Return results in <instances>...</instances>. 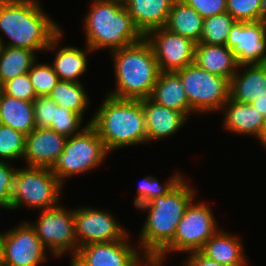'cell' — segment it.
I'll return each instance as SVG.
<instances>
[{
    "mask_svg": "<svg viewBox=\"0 0 266 266\" xmlns=\"http://www.w3.org/2000/svg\"><path fill=\"white\" fill-rule=\"evenodd\" d=\"M179 172L181 171L173 172L171 177H169L164 184L163 182L160 183L154 175L145 176L137 188V193L133 201L134 207L137 209L156 197L169 194L185 179V177L182 176L183 173Z\"/></svg>",
    "mask_w": 266,
    "mask_h": 266,
    "instance_id": "obj_29",
    "label": "cell"
},
{
    "mask_svg": "<svg viewBox=\"0 0 266 266\" xmlns=\"http://www.w3.org/2000/svg\"><path fill=\"white\" fill-rule=\"evenodd\" d=\"M91 117V124L111 154L119 149L147 143L142 100L117 99L106 94Z\"/></svg>",
    "mask_w": 266,
    "mask_h": 266,
    "instance_id": "obj_3",
    "label": "cell"
},
{
    "mask_svg": "<svg viewBox=\"0 0 266 266\" xmlns=\"http://www.w3.org/2000/svg\"><path fill=\"white\" fill-rule=\"evenodd\" d=\"M204 19L183 0H174L165 28L199 43Z\"/></svg>",
    "mask_w": 266,
    "mask_h": 266,
    "instance_id": "obj_26",
    "label": "cell"
},
{
    "mask_svg": "<svg viewBox=\"0 0 266 266\" xmlns=\"http://www.w3.org/2000/svg\"><path fill=\"white\" fill-rule=\"evenodd\" d=\"M130 235L123 240L92 243L78 248L70 266H137L145 255L131 243Z\"/></svg>",
    "mask_w": 266,
    "mask_h": 266,
    "instance_id": "obj_14",
    "label": "cell"
},
{
    "mask_svg": "<svg viewBox=\"0 0 266 266\" xmlns=\"http://www.w3.org/2000/svg\"><path fill=\"white\" fill-rule=\"evenodd\" d=\"M56 102L48 95L33 101L35 128H49L54 120Z\"/></svg>",
    "mask_w": 266,
    "mask_h": 266,
    "instance_id": "obj_36",
    "label": "cell"
},
{
    "mask_svg": "<svg viewBox=\"0 0 266 266\" xmlns=\"http://www.w3.org/2000/svg\"><path fill=\"white\" fill-rule=\"evenodd\" d=\"M210 207L206 202L196 203L193 199L177 225L173 240L156 257L166 260L170 253L200 251L205 242L220 230Z\"/></svg>",
    "mask_w": 266,
    "mask_h": 266,
    "instance_id": "obj_8",
    "label": "cell"
},
{
    "mask_svg": "<svg viewBox=\"0 0 266 266\" xmlns=\"http://www.w3.org/2000/svg\"><path fill=\"white\" fill-rule=\"evenodd\" d=\"M256 110H258L259 113H261L264 117H266V98L260 97L257 100H254L252 103H250Z\"/></svg>",
    "mask_w": 266,
    "mask_h": 266,
    "instance_id": "obj_41",
    "label": "cell"
},
{
    "mask_svg": "<svg viewBox=\"0 0 266 266\" xmlns=\"http://www.w3.org/2000/svg\"><path fill=\"white\" fill-rule=\"evenodd\" d=\"M26 135L9 126L0 124V161L11 162L23 159Z\"/></svg>",
    "mask_w": 266,
    "mask_h": 266,
    "instance_id": "obj_31",
    "label": "cell"
},
{
    "mask_svg": "<svg viewBox=\"0 0 266 266\" xmlns=\"http://www.w3.org/2000/svg\"><path fill=\"white\" fill-rule=\"evenodd\" d=\"M185 266H225L205 256L201 251H193L186 254Z\"/></svg>",
    "mask_w": 266,
    "mask_h": 266,
    "instance_id": "obj_39",
    "label": "cell"
},
{
    "mask_svg": "<svg viewBox=\"0 0 266 266\" xmlns=\"http://www.w3.org/2000/svg\"><path fill=\"white\" fill-rule=\"evenodd\" d=\"M67 137L49 128H35L26 135L25 166L50 168L63 152Z\"/></svg>",
    "mask_w": 266,
    "mask_h": 266,
    "instance_id": "obj_16",
    "label": "cell"
},
{
    "mask_svg": "<svg viewBox=\"0 0 266 266\" xmlns=\"http://www.w3.org/2000/svg\"><path fill=\"white\" fill-rule=\"evenodd\" d=\"M0 209H5L6 210V208L4 206H2L1 204H0Z\"/></svg>",
    "mask_w": 266,
    "mask_h": 266,
    "instance_id": "obj_45",
    "label": "cell"
},
{
    "mask_svg": "<svg viewBox=\"0 0 266 266\" xmlns=\"http://www.w3.org/2000/svg\"><path fill=\"white\" fill-rule=\"evenodd\" d=\"M4 238H5V231L3 233L0 231V262L3 256Z\"/></svg>",
    "mask_w": 266,
    "mask_h": 266,
    "instance_id": "obj_42",
    "label": "cell"
},
{
    "mask_svg": "<svg viewBox=\"0 0 266 266\" xmlns=\"http://www.w3.org/2000/svg\"><path fill=\"white\" fill-rule=\"evenodd\" d=\"M261 21H266V0H262Z\"/></svg>",
    "mask_w": 266,
    "mask_h": 266,
    "instance_id": "obj_43",
    "label": "cell"
},
{
    "mask_svg": "<svg viewBox=\"0 0 266 266\" xmlns=\"http://www.w3.org/2000/svg\"><path fill=\"white\" fill-rule=\"evenodd\" d=\"M63 31L64 30H62L52 40L49 47L45 50V53L49 51L50 53L51 51H56L55 59L51 65L59 77V80L79 83V78L87 71L89 67L88 54H92L94 51L87 45L85 46V49L69 45L60 47L59 44L61 43L64 35Z\"/></svg>",
    "mask_w": 266,
    "mask_h": 266,
    "instance_id": "obj_18",
    "label": "cell"
},
{
    "mask_svg": "<svg viewBox=\"0 0 266 266\" xmlns=\"http://www.w3.org/2000/svg\"><path fill=\"white\" fill-rule=\"evenodd\" d=\"M194 63L211 74L224 77L229 81L237 73L236 57L225 45L197 43Z\"/></svg>",
    "mask_w": 266,
    "mask_h": 266,
    "instance_id": "obj_24",
    "label": "cell"
},
{
    "mask_svg": "<svg viewBox=\"0 0 266 266\" xmlns=\"http://www.w3.org/2000/svg\"><path fill=\"white\" fill-rule=\"evenodd\" d=\"M37 59L31 66L28 75L33 84L36 96L49 95L59 82V77L49 63H38Z\"/></svg>",
    "mask_w": 266,
    "mask_h": 266,
    "instance_id": "obj_33",
    "label": "cell"
},
{
    "mask_svg": "<svg viewBox=\"0 0 266 266\" xmlns=\"http://www.w3.org/2000/svg\"><path fill=\"white\" fill-rule=\"evenodd\" d=\"M113 60L115 87L107 95L117 99L149 98L160 73L150 44L140 42L110 52Z\"/></svg>",
    "mask_w": 266,
    "mask_h": 266,
    "instance_id": "obj_5",
    "label": "cell"
},
{
    "mask_svg": "<svg viewBox=\"0 0 266 266\" xmlns=\"http://www.w3.org/2000/svg\"><path fill=\"white\" fill-rule=\"evenodd\" d=\"M186 180L169 194L156 197L137 208L141 212L147 211L137 242L146 257H156L173 240L186 208L196 198V189Z\"/></svg>",
    "mask_w": 266,
    "mask_h": 266,
    "instance_id": "obj_2",
    "label": "cell"
},
{
    "mask_svg": "<svg viewBox=\"0 0 266 266\" xmlns=\"http://www.w3.org/2000/svg\"><path fill=\"white\" fill-rule=\"evenodd\" d=\"M262 0H227V12L236 20L261 21Z\"/></svg>",
    "mask_w": 266,
    "mask_h": 266,
    "instance_id": "obj_34",
    "label": "cell"
},
{
    "mask_svg": "<svg viewBox=\"0 0 266 266\" xmlns=\"http://www.w3.org/2000/svg\"><path fill=\"white\" fill-rule=\"evenodd\" d=\"M2 92L16 99L34 101L37 96L28 73L17 76L2 85Z\"/></svg>",
    "mask_w": 266,
    "mask_h": 266,
    "instance_id": "obj_35",
    "label": "cell"
},
{
    "mask_svg": "<svg viewBox=\"0 0 266 266\" xmlns=\"http://www.w3.org/2000/svg\"><path fill=\"white\" fill-rule=\"evenodd\" d=\"M0 124L28 135L35 129L33 101H25L0 93Z\"/></svg>",
    "mask_w": 266,
    "mask_h": 266,
    "instance_id": "obj_25",
    "label": "cell"
},
{
    "mask_svg": "<svg viewBox=\"0 0 266 266\" xmlns=\"http://www.w3.org/2000/svg\"><path fill=\"white\" fill-rule=\"evenodd\" d=\"M181 78L190 108L195 115L221 111L230 98V81L209 73L195 63L175 71Z\"/></svg>",
    "mask_w": 266,
    "mask_h": 266,
    "instance_id": "obj_9",
    "label": "cell"
},
{
    "mask_svg": "<svg viewBox=\"0 0 266 266\" xmlns=\"http://www.w3.org/2000/svg\"><path fill=\"white\" fill-rule=\"evenodd\" d=\"M263 147L266 150V117H265L264 131H263Z\"/></svg>",
    "mask_w": 266,
    "mask_h": 266,
    "instance_id": "obj_44",
    "label": "cell"
},
{
    "mask_svg": "<svg viewBox=\"0 0 266 266\" xmlns=\"http://www.w3.org/2000/svg\"><path fill=\"white\" fill-rule=\"evenodd\" d=\"M109 154L95 128L88 124L80 133L67 138L63 152L49 169L65 186L68 178L100 168Z\"/></svg>",
    "mask_w": 266,
    "mask_h": 266,
    "instance_id": "obj_6",
    "label": "cell"
},
{
    "mask_svg": "<svg viewBox=\"0 0 266 266\" xmlns=\"http://www.w3.org/2000/svg\"><path fill=\"white\" fill-rule=\"evenodd\" d=\"M39 58L34 51L26 48L0 46V83L24 75Z\"/></svg>",
    "mask_w": 266,
    "mask_h": 266,
    "instance_id": "obj_27",
    "label": "cell"
},
{
    "mask_svg": "<svg viewBox=\"0 0 266 266\" xmlns=\"http://www.w3.org/2000/svg\"><path fill=\"white\" fill-rule=\"evenodd\" d=\"M2 92V85H1V83H0V93Z\"/></svg>",
    "mask_w": 266,
    "mask_h": 266,
    "instance_id": "obj_46",
    "label": "cell"
},
{
    "mask_svg": "<svg viewBox=\"0 0 266 266\" xmlns=\"http://www.w3.org/2000/svg\"><path fill=\"white\" fill-rule=\"evenodd\" d=\"M83 119L84 118L80 114L70 111L66 106L60 107L56 105L54 120H52L49 129L68 138L80 133L89 124L87 122L82 126L84 122Z\"/></svg>",
    "mask_w": 266,
    "mask_h": 266,
    "instance_id": "obj_32",
    "label": "cell"
},
{
    "mask_svg": "<svg viewBox=\"0 0 266 266\" xmlns=\"http://www.w3.org/2000/svg\"><path fill=\"white\" fill-rule=\"evenodd\" d=\"M142 108L145 114L147 144L175 135L188 121L182 112L159 105L150 98L142 99Z\"/></svg>",
    "mask_w": 266,
    "mask_h": 266,
    "instance_id": "obj_19",
    "label": "cell"
},
{
    "mask_svg": "<svg viewBox=\"0 0 266 266\" xmlns=\"http://www.w3.org/2000/svg\"><path fill=\"white\" fill-rule=\"evenodd\" d=\"M64 185L49 168H17L11 194V211L26 207L49 209L60 204Z\"/></svg>",
    "mask_w": 266,
    "mask_h": 266,
    "instance_id": "obj_7",
    "label": "cell"
},
{
    "mask_svg": "<svg viewBox=\"0 0 266 266\" xmlns=\"http://www.w3.org/2000/svg\"><path fill=\"white\" fill-rule=\"evenodd\" d=\"M83 18L85 45L94 52L101 49H109L107 51L111 52L144 38L120 1L92 0Z\"/></svg>",
    "mask_w": 266,
    "mask_h": 266,
    "instance_id": "obj_4",
    "label": "cell"
},
{
    "mask_svg": "<svg viewBox=\"0 0 266 266\" xmlns=\"http://www.w3.org/2000/svg\"><path fill=\"white\" fill-rule=\"evenodd\" d=\"M155 103L182 112L188 119L195 113L190 108L180 76L175 72H160L149 97Z\"/></svg>",
    "mask_w": 266,
    "mask_h": 266,
    "instance_id": "obj_23",
    "label": "cell"
},
{
    "mask_svg": "<svg viewBox=\"0 0 266 266\" xmlns=\"http://www.w3.org/2000/svg\"><path fill=\"white\" fill-rule=\"evenodd\" d=\"M225 46L231 49L238 66L266 63V21H235Z\"/></svg>",
    "mask_w": 266,
    "mask_h": 266,
    "instance_id": "obj_15",
    "label": "cell"
},
{
    "mask_svg": "<svg viewBox=\"0 0 266 266\" xmlns=\"http://www.w3.org/2000/svg\"><path fill=\"white\" fill-rule=\"evenodd\" d=\"M237 235L220 229L200 250L205 256L225 266H246L244 244Z\"/></svg>",
    "mask_w": 266,
    "mask_h": 266,
    "instance_id": "obj_22",
    "label": "cell"
},
{
    "mask_svg": "<svg viewBox=\"0 0 266 266\" xmlns=\"http://www.w3.org/2000/svg\"><path fill=\"white\" fill-rule=\"evenodd\" d=\"M203 19L227 12V0H183Z\"/></svg>",
    "mask_w": 266,
    "mask_h": 266,
    "instance_id": "obj_38",
    "label": "cell"
},
{
    "mask_svg": "<svg viewBox=\"0 0 266 266\" xmlns=\"http://www.w3.org/2000/svg\"><path fill=\"white\" fill-rule=\"evenodd\" d=\"M27 222L52 257L70 254L71 260L76 256L77 239L73 209H65L63 205L58 204L42 210L36 222Z\"/></svg>",
    "mask_w": 266,
    "mask_h": 266,
    "instance_id": "obj_10",
    "label": "cell"
},
{
    "mask_svg": "<svg viewBox=\"0 0 266 266\" xmlns=\"http://www.w3.org/2000/svg\"><path fill=\"white\" fill-rule=\"evenodd\" d=\"M174 0H125L124 6L134 25L145 36L154 29L165 27Z\"/></svg>",
    "mask_w": 266,
    "mask_h": 266,
    "instance_id": "obj_20",
    "label": "cell"
},
{
    "mask_svg": "<svg viewBox=\"0 0 266 266\" xmlns=\"http://www.w3.org/2000/svg\"><path fill=\"white\" fill-rule=\"evenodd\" d=\"M39 0H0V46L45 51L62 31Z\"/></svg>",
    "mask_w": 266,
    "mask_h": 266,
    "instance_id": "obj_1",
    "label": "cell"
},
{
    "mask_svg": "<svg viewBox=\"0 0 266 266\" xmlns=\"http://www.w3.org/2000/svg\"><path fill=\"white\" fill-rule=\"evenodd\" d=\"M235 19L228 13H220L204 19L203 32L199 43L225 45Z\"/></svg>",
    "mask_w": 266,
    "mask_h": 266,
    "instance_id": "obj_30",
    "label": "cell"
},
{
    "mask_svg": "<svg viewBox=\"0 0 266 266\" xmlns=\"http://www.w3.org/2000/svg\"><path fill=\"white\" fill-rule=\"evenodd\" d=\"M241 69V70H240ZM266 92V63L239 66L230 80V98L250 104Z\"/></svg>",
    "mask_w": 266,
    "mask_h": 266,
    "instance_id": "obj_21",
    "label": "cell"
},
{
    "mask_svg": "<svg viewBox=\"0 0 266 266\" xmlns=\"http://www.w3.org/2000/svg\"><path fill=\"white\" fill-rule=\"evenodd\" d=\"M48 254L36 232L25 220L5 231L0 266H41L48 260Z\"/></svg>",
    "mask_w": 266,
    "mask_h": 266,
    "instance_id": "obj_12",
    "label": "cell"
},
{
    "mask_svg": "<svg viewBox=\"0 0 266 266\" xmlns=\"http://www.w3.org/2000/svg\"><path fill=\"white\" fill-rule=\"evenodd\" d=\"M108 211L90 206L73 209L77 251L83 245L123 240L130 234Z\"/></svg>",
    "mask_w": 266,
    "mask_h": 266,
    "instance_id": "obj_11",
    "label": "cell"
},
{
    "mask_svg": "<svg viewBox=\"0 0 266 266\" xmlns=\"http://www.w3.org/2000/svg\"><path fill=\"white\" fill-rule=\"evenodd\" d=\"M17 168L10 162L0 161V204L11 210V194Z\"/></svg>",
    "mask_w": 266,
    "mask_h": 266,
    "instance_id": "obj_37",
    "label": "cell"
},
{
    "mask_svg": "<svg viewBox=\"0 0 266 266\" xmlns=\"http://www.w3.org/2000/svg\"><path fill=\"white\" fill-rule=\"evenodd\" d=\"M222 125L229 133L251 136L263 146L265 117L251 104L237 102L231 98L223 105Z\"/></svg>",
    "mask_w": 266,
    "mask_h": 266,
    "instance_id": "obj_17",
    "label": "cell"
},
{
    "mask_svg": "<svg viewBox=\"0 0 266 266\" xmlns=\"http://www.w3.org/2000/svg\"><path fill=\"white\" fill-rule=\"evenodd\" d=\"M57 105L66 106L70 111L80 114L83 118L89 108V95L82 82L61 81L48 95Z\"/></svg>",
    "mask_w": 266,
    "mask_h": 266,
    "instance_id": "obj_28",
    "label": "cell"
},
{
    "mask_svg": "<svg viewBox=\"0 0 266 266\" xmlns=\"http://www.w3.org/2000/svg\"><path fill=\"white\" fill-rule=\"evenodd\" d=\"M166 260L154 256L144 257L137 266H163Z\"/></svg>",
    "mask_w": 266,
    "mask_h": 266,
    "instance_id": "obj_40",
    "label": "cell"
},
{
    "mask_svg": "<svg viewBox=\"0 0 266 266\" xmlns=\"http://www.w3.org/2000/svg\"><path fill=\"white\" fill-rule=\"evenodd\" d=\"M144 38L153 50L160 72L177 71L195 61L197 43L165 27L151 30Z\"/></svg>",
    "mask_w": 266,
    "mask_h": 266,
    "instance_id": "obj_13",
    "label": "cell"
}]
</instances>
